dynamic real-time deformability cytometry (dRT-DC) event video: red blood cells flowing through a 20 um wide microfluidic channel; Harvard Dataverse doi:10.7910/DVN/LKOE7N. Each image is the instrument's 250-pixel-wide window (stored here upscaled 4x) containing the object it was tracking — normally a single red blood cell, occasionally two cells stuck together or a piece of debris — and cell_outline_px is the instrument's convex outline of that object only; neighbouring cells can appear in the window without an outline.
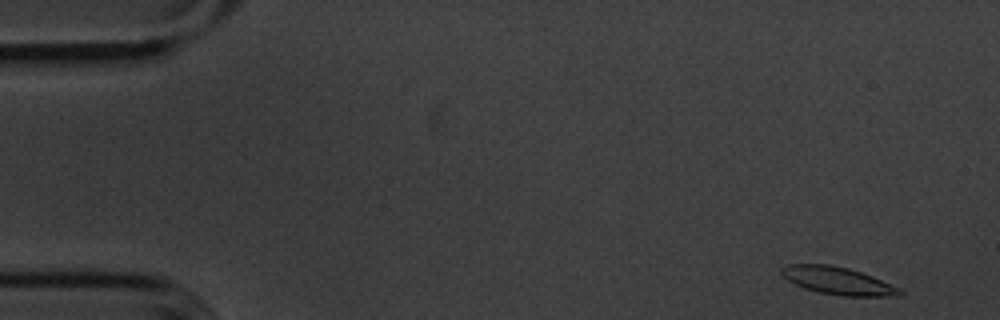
{"species": "common noctule bat (a hibernating species)", "species_latin": "Nyctalus noctula", "temperature_condition": "cold", "stored_images_in_passage": 54, "segment_of_instrument_passage": [1, 2], "camera_frame_rate_fps": 3000, "um_per_image_px": 0.085, "animal": {"sex": "male", "body_mass_g": 20.1, "forearm_length_mm": 53.5}, "frame": {"image": 1, "passage_image": 1, "time_ms": 0.0, "image_size_px": [1000, 320], "cell_outline_px": [[904, 292], [900, 296], [844, 296], [820, 292], [804, 288], [788, 280], [780, 272], [780, 268], [788, 264], [828, 264], [848, 268], [872, 276], [900, 288]], "centroid_in_image_um": [71.22, 23.86], "position_along_channel_um": 13.8, "area_um2": 18.84}}
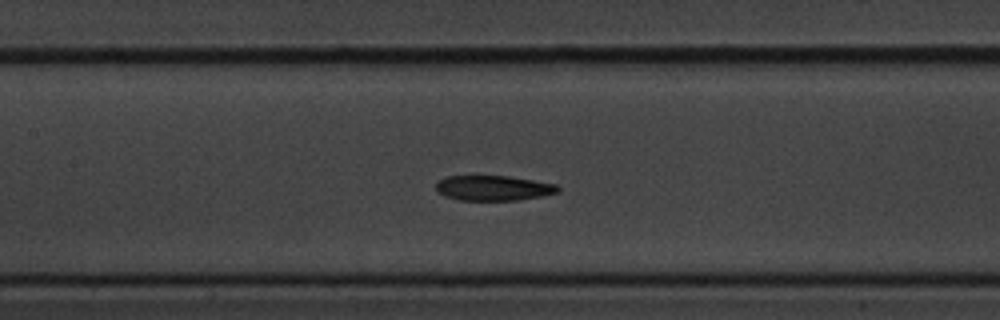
{"frame": {"image": 2, "passage_image": 23, "time_ms": 7.333, "image_size_px": [1000, 320], "cell_outline_px": [[560, 192], [544, 196], [516, 200], [460, 200], [444, 196], [436, 192], [436, 184], [440, 180], [448, 176], [508, 176], [556, 184], [560, 188]], "centroid_in_image_um": [41.95, 15.99], "position_along_channel_um": 165.5, "area_um2": 17.86}}
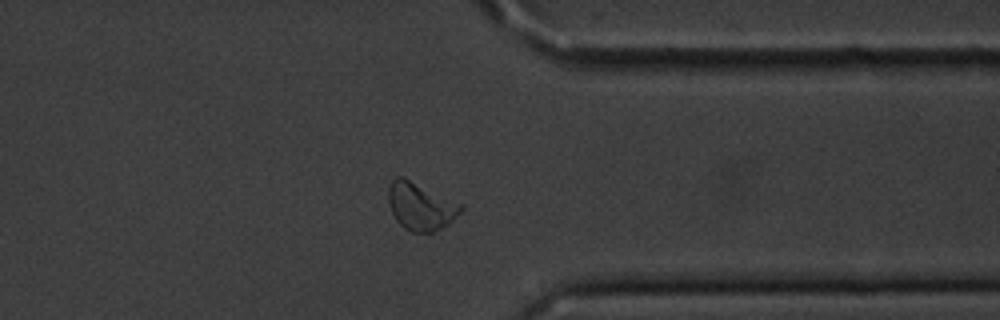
{"frame": {"image": 3, "passage_image": 41, "time_ms": 13.333, "image_size_px": [1000, 320], "cell_outline_px": [[464, 208], [448, 224], [432, 232], [412, 232], [404, 228], [396, 220], [392, 212], [388, 200], [388, 188], [392, 180], [396, 176], [404, 176], [464, 204]], "centroid_in_image_um": [35.76, 17.5], "position_along_channel_um": 375.6, "area_um2": 20.29}}